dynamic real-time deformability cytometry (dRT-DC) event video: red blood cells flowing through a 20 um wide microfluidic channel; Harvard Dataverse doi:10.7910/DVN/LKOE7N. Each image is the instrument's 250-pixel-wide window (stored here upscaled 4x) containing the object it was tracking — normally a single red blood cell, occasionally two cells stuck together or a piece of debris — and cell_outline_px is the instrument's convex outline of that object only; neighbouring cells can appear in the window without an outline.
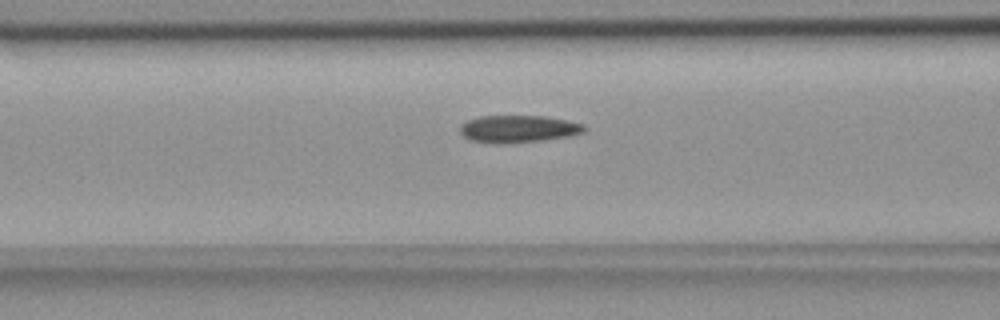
{"species": "common noctule bat (a hibernating species)", "species_latin": "Nyctalus noctula", "temperature_condition": "room temperature", "stored_images_in_passage": 43, "camera_frame_rate_fps": 3000, "um_per_image_px": 0.085, "animal": {"sex": "female", "body_mass_g": 18.4}, "frame": {"image": 1, "passage_image": 10, "time_ms": 3.0, "image_size_px": [1000, 320], "cell_outline_px": [[588, 128], [584, 132], [568, 136], [540, 140], [496, 144], [472, 140], [464, 136], [460, 132], [460, 124], [468, 120], [480, 116], [544, 116], [568, 120], [584, 124]], "centroid_in_image_um": [44.07, 10.94], "position_along_channel_um": 122.5, "area_um2": 19.65}}
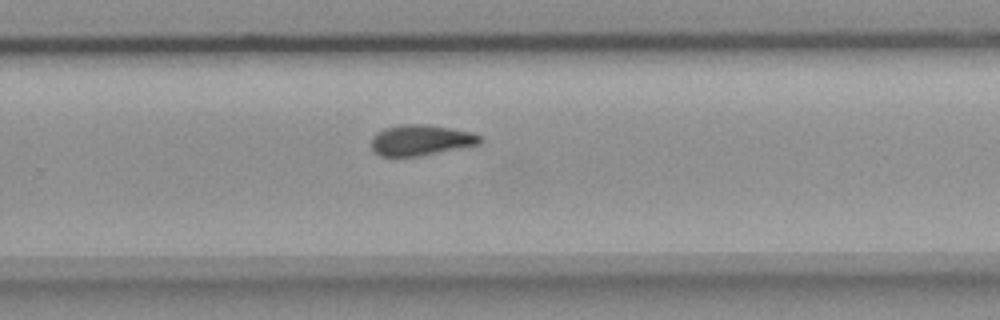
{"frame": {"image": 2, "passage_image": 24, "time_ms": 7.667, "image_size_px": [1000, 320], "cell_outline_px": [[484, 140], [480, 144], [420, 156], [380, 156], [372, 148], [372, 136], [376, 132], [384, 128], [400, 124], [428, 124], [472, 132], [480, 136]], "centroid_in_image_um": [35.78, 11.9], "position_along_channel_um": 294.0, "area_um2": 19.54}}
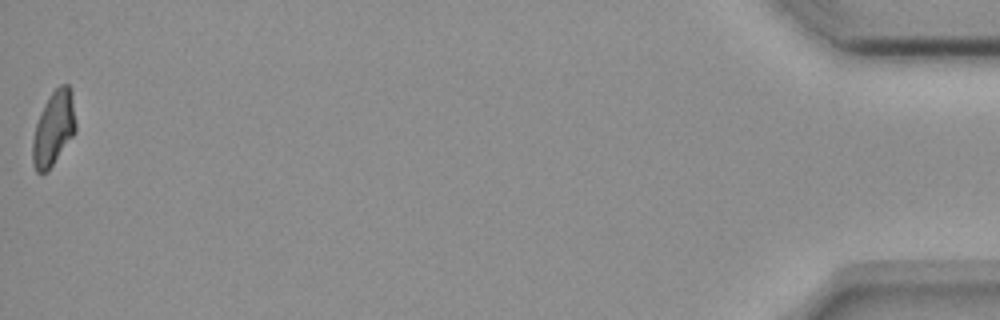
{"frame": {"image": 3, "passage_image": 43, "time_ms": 14.0, "image_size_px": [1000, 320], "cell_outline_px": [[76, 132], [52, 164], [44, 172], [36, 172], [32, 164], [32, 140], [36, 124], [40, 112], [44, 104], [52, 92], [60, 84], [68, 84], [72, 92], [76, 124]], "centroid_in_image_um": [4.55, 10.88], "position_along_channel_um": 430.6, "area_um2": 18.55}, "authors_computed_cell_mechanics": {"area_um2": 19.5942, "velocity_mm_per_s": 3.6818, "shape_relaxation_time_tau1_ms": null, "shape_relaxation_time_tau2_ms": 3.6837, "deformation_change_tau1": null, "deformation_change_tau2": 0.0988}}